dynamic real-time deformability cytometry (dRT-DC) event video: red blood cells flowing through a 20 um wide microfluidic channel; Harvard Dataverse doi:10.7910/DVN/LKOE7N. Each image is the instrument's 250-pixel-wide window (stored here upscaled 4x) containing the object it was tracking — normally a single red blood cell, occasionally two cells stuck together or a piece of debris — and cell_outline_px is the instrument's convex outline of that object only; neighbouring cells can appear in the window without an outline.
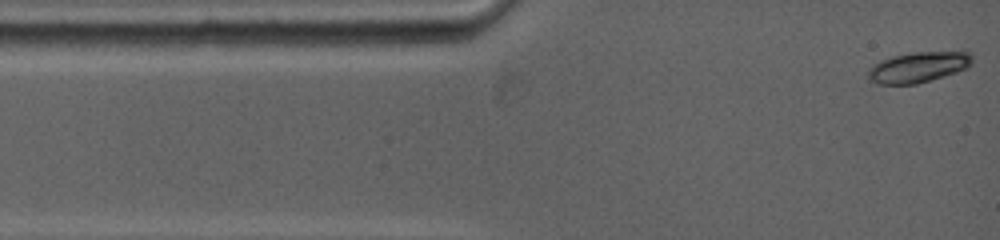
{"species": "common noctule bat (a hibernating species)", "species_latin": "Nyctalus noctula", "temperature_condition": "warm", "stored_images_in_passage": 9, "camera_frame_rate_fps": 5000, "um_per_image_px": 0.085, "animal": {"sex": "female", "body_mass_g": 19.0, "forearm_length_mm": 53.3}, "frame": {"image": 1, "passage_image": 1, "time_ms": 0.0, "image_size_px": [1000, 240], "cell_outline_px": [[972, 64], [968, 68], [944, 76], [916, 84], [880, 84], [868, 80], [868, 68], [872, 64], [880, 60], [892, 56], [912, 52], [968, 52], [972, 56]], "centroid_in_image_um": [78.02, 5.71], "position_along_channel_um": 7.0, "area_um2": 18.61}}
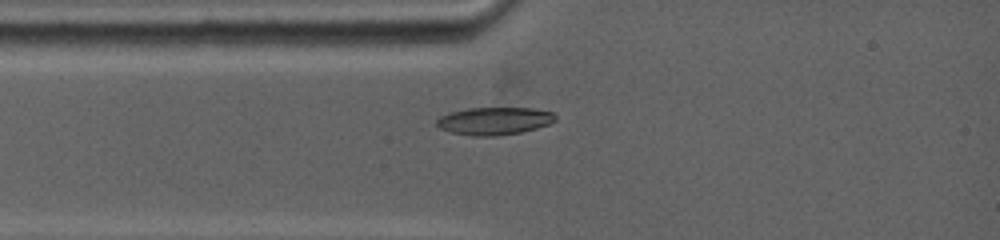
{"frame": {"image": 2, "passage_image": 6, "time_ms": 2.2, "image_size_px": [1000, 240], "cell_outline_px": [[556, 120], [548, 124], [536, 128], [520, 132], [492, 136], [472, 136], [448, 132], [440, 128], [436, 124], [436, 120], [440, 116], [448, 112], [468, 108], [536, 108], [552, 112], [556, 116]], "centroid_in_image_um": [41.98, 10.27], "position_along_channel_um": 43.0, "area_um2": 19.19}}
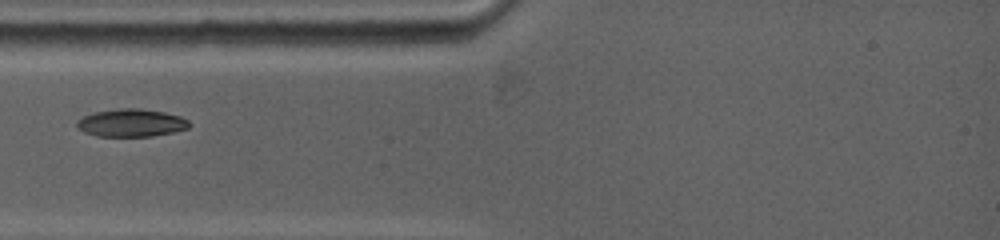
{"frame": {"image": 3, "passage_image": 8, "time_ms": 3.0, "image_size_px": [1000, 240], "cell_outline_px": [[188, 128], [172, 132], [152, 136], [96, 136], [84, 132], [76, 124], [76, 120], [92, 112], [120, 108], [140, 108], [164, 112], [180, 116], [188, 120]], "centroid_in_image_um": [11.12, 10.43], "position_along_channel_um": 73.9, "area_um2": 18.09}}